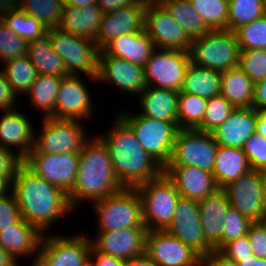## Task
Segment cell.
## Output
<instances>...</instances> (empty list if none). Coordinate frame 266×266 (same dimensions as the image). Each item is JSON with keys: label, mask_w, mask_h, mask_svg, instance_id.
<instances>
[{"label": "cell", "mask_w": 266, "mask_h": 266, "mask_svg": "<svg viewBox=\"0 0 266 266\" xmlns=\"http://www.w3.org/2000/svg\"><path fill=\"white\" fill-rule=\"evenodd\" d=\"M11 190L16 196L22 219L35 226L42 234L48 232L60 217L73 210L68 194L36 176L24 164L17 169Z\"/></svg>", "instance_id": "cell-1"}, {"label": "cell", "mask_w": 266, "mask_h": 266, "mask_svg": "<svg viewBox=\"0 0 266 266\" xmlns=\"http://www.w3.org/2000/svg\"><path fill=\"white\" fill-rule=\"evenodd\" d=\"M113 127L97 137L105 144L114 172L126 188L159 177L163 168L142 148L133 130L117 115Z\"/></svg>", "instance_id": "cell-2"}, {"label": "cell", "mask_w": 266, "mask_h": 266, "mask_svg": "<svg viewBox=\"0 0 266 266\" xmlns=\"http://www.w3.org/2000/svg\"><path fill=\"white\" fill-rule=\"evenodd\" d=\"M79 154L78 173L68 194L73 211L81 201L95 202L125 188L114 172L105 144L97 136L88 139Z\"/></svg>", "instance_id": "cell-3"}, {"label": "cell", "mask_w": 266, "mask_h": 266, "mask_svg": "<svg viewBox=\"0 0 266 266\" xmlns=\"http://www.w3.org/2000/svg\"><path fill=\"white\" fill-rule=\"evenodd\" d=\"M142 200L143 224L148 231H164L172 223L180 194L163 172L136 187Z\"/></svg>", "instance_id": "cell-4"}, {"label": "cell", "mask_w": 266, "mask_h": 266, "mask_svg": "<svg viewBox=\"0 0 266 266\" xmlns=\"http://www.w3.org/2000/svg\"><path fill=\"white\" fill-rule=\"evenodd\" d=\"M127 112L119 111L117 115L133 130L142 148L164 169L171 159L178 122Z\"/></svg>", "instance_id": "cell-5"}, {"label": "cell", "mask_w": 266, "mask_h": 266, "mask_svg": "<svg viewBox=\"0 0 266 266\" xmlns=\"http://www.w3.org/2000/svg\"><path fill=\"white\" fill-rule=\"evenodd\" d=\"M98 231L146 227L143 224L141 196L136 188L121 191L93 202Z\"/></svg>", "instance_id": "cell-6"}, {"label": "cell", "mask_w": 266, "mask_h": 266, "mask_svg": "<svg viewBox=\"0 0 266 266\" xmlns=\"http://www.w3.org/2000/svg\"><path fill=\"white\" fill-rule=\"evenodd\" d=\"M52 48L62 58L68 75H88L97 80L99 50L95 41L78 37L60 27L46 31Z\"/></svg>", "instance_id": "cell-7"}, {"label": "cell", "mask_w": 266, "mask_h": 266, "mask_svg": "<svg viewBox=\"0 0 266 266\" xmlns=\"http://www.w3.org/2000/svg\"><path fill=\"white\" fill-rule=\"evenodd\" d=\"M239 51L235 32L224 29L193 39L189 54L191 63L222 72L238 66Z\"/></svg>", "instance_id": "cell-8"}, {"label": "cell", "mask_w": 266, "mask_h": 266, "mask_svg": "<svg viewBox=\"0 0 266 266\" xmlns=\"http://www.w3.org/2000/svg\"><path fill=\"white\" fill-rule=\"evenodd\" d=\"M218 146L212 133L179 129L167 166H191L213 173Z\"/></svg>", "instance_id": "cell-9"}, {"label": "cell", "mask_w": 266, "mask_h": 266, "mask_svg": "<svg viewBox=\"0 0 266 266\" xmlns=\"http://www.w3.org/2000/svg\"><path fill=\"white\" fill-rule=\"evenodd\" d=\"M42 130L35 136L34 148L29 153H80L88 140L83 124L77 120L43 118Z\"/></svg>", "instance_id": "cell-10"}, {"label": "cell", "mask_w": 266, "mask_h": 266, "mask_svg": "<svg viewBox=\"0 0 266 266\" xmlns=\"http://www.w3.org/2000/svg\"><path fill=\"white\" fill-rule=\"evenodd\" d=\"M44 236L34 266H83L90 260L91 237Z\"/></svg>", "instance_id": "cell-11"}, {"label": "cell", "mask_w": 266, "mask_h": 266, "mask_svg": "<svg viewBox=\"0 0 266 266\" xmlns=\"http://www.w3.org/2000/svg\"><path fill=\"white\" fill-rule=\"evenodd\" d=\"M190 63L189 52L155 48L144 66L146 85L179 92Z\"/></svg>", "instance_id": "cell-12"}, {"label": "cell", "mask_w": 266, "mask_h": 266, "mask_svg": "<svg viewBox=\"0 0 266 266\" xmlns=\"http://www.w3.org/2000/svg\"><path fill=\"white\" fill-rule=\"evenodd\" d=\"M79 156V153H28L23 164L36 176L69 194L78 173Z\"/></svg>", "instance_id": "cell-13"}, {"label": "cell", "mask_w": 266, "mask_h": 266, "mask_svg": "<svg viewBox=\"0 0 266 266\" xmlns=\"http://www.w3.org/2000/svg\"><path fill=\"white\" fill-rule=\"evenodd\" d=\"M144 29L155 48L190 51L192 40L161 3H147Z\"/></svg>", "instance_id": "cell-14"}, {"label": "cell", "mask_w": 266, "mask_h": 266, "mask_svg": "<svg viewBox=\"0 0 266 266\" xmlns=\"http://www.w3.org/2000/svg\"><path fill=\"white\" fill-rule=\"evenodd\" d=\"M166 231L189 246L200 257L214 250L205 239L199 201L180 197L172 223Z\"/></svg>", "instance_id": "cell-15"}, {"label": "cell", "mask_w": 266, "mask_h": 266, "mask_svg": "<svg viewBox=\"0 0 266 266\" xmlns=\"http://www.w3.org/2000/svg\"><path fill=\"white\" fill-rule=\"evenodd\" d=\"M88 87L80 75H68L61 79L55 102V119L83 120L92 119L93 106ZM92 117V118H91Z\"/></svg>", "instance_id": "cell-16"}, {"label": "cell", "mask_w": 266, "mask_h": 266, "mask_svg": "<svg viewBox=\"0 0 266 266\" xmlns=\"http://www.w3.org/2000/svg\"><path fill=\"white\" fill-rule=\"evenodd\" d=\"M145 253L158 266H200V256L166 230L147 232Z\"/></svg>", "instance_id": "cell-17"}, {"label": "cell", "mask_w": 266, "mask_h": 266, "mask_svg": "<svg viewBox=\"0 0 266 266\" xmlns=\"http://www.w3.org/2000/svg\"><path fill=\"white\" fill-rule=\"evenodd\" d=\"M230 206L252 222H258L266 213L259 171L251 170L223 188Z\"/></svg>", "instance_id": "cell-18"}, {"label": "cell", "mask_w": 266, "mask_h": 266, "mask_svg": "<svg viewBox=\"0 0 266 266\" xmlns=\"http://www.w3.org/2000/svg\"><path fill=\"white\" fill-rule=\"evenodd\" d=\"M98 81L137 96L147 86L143 66L108 54L98 55Z\"/></svg>", "instance_id": "cell-19"}, {"label": "cell", "mask_w": 266, "mask_h": 266, "mask_svg": "<svg viewBox=\"0 0 266 266\" xmlns=\"http://www.w3.org/2000/svg\"><path fill=\"white\" fill-rule=\"evenodd\" d=\"M146 6L145 0H139L136 4L104 13L95 39L98 50L101 51L110 41L121 35L143 31Z\"/></svg>", "instance_id": "cell-20"}, {"label": "cell", "mask_w": 266, "mask_h": 266, "mask_svg": "<svg viewBox=\"0 0 266 266\" xmlns=\"http://www.w3.org/2000/svg\"><path fill=\"white\" fill-rule=\"evenodd\" d=\"M147 232L146 227L97 231L91 242L97 251L126 261L145 253Z\"/></svg>", "instance_id": "cell-21"}, {"label": "cell", "mask_w": 266, "mask_h": 266, "mask_svg": "<svg viewBox=\"0 0 266 266\" xmlns=\"http://www.w3.org/2000/svg\"><path fill=\"white\" fill-rule=\"evenodd\" d=\"M3 112L0 119V147L12 150L24 159L34 148L35 136L38 134L25 113L18 112V109Z\"/></svg>", "instance_id": "cell-22"}, {"label": "cell", "mask_w": 266, "mask_h": 266, "mask_svg": "<svg viewBox=\"0 0 266 266\" xmlns=\"http://www.w3.org/2000/svg\"><path fill=\"white\" fill-rule=\"evenodd\" d=\"M257 118L258 111L254 108H235L211 133L219 146L243 148L256 131Z\"/></svg>", "instance_id": "cell-23"}, {"label": "cell", "mask_w": 266, "mask_h": 266, "mask_svg": "<svg viewBox=\"0 0 266 266\" xmlns=\"http://www.w3.org/2000/svg\"><path fill=\"white\" fill-rule=\"evenodd\" d=\"M43 234L24 219L0 231V246L17 263L19 257L33 256L34 266ZM35 255V256H34ZM19 256V257H18Z\"/></svg>", "instance_id": "cell-24"}, {"label": "cell", "mask_w": 266, "mask_h": 266, "mask_svg": "<svg viewBox=\"0 0 266 266\" xmlns=\"http://www.w3.org/2000/svg\"><path fill=\"white\" fill-rule=\"evenodd\" d=\"M163 172L184 198L201 201L218 188L212 173L196 167L166 166Z\"/></svg>", "instance_id": "cell-25"}, {"label": "cell", "mask_w": 266, "mask_h": 266, "mask_svg": "<svg viewBox=\"0 0 266 266\" xmlns=\"http://www.w3.org/2000/svg\"><path fill=\"white\" fill-rule=\"evenodd\" d=\"M229 207L228 196L223 188H217L199 201L200 219L205 239L217 251L221 249V223Z\"/></svg>", "instance_id": "cell-26"}, {"label": "cell", "mask_w": 266, "mask_h": 266, "mask_svg": "<svg viewBox=\"0 0 266 266\" xmlns=\"http://www.w3.org/2000/svg\"><path fill=\"white\" fill-rule=\"evenodd\" d=\"M155 49L152 39L145 29L141 32H132L121 35L110 41L99 54H108L145 66Z\"/></svg>", "instance_id": "cell-27"}, {"label": "cell", "mask_w": 266, "mask_h": 266, "mask_svg": "<svg viewBox=\"0 0 266 266\" xmlns=\"http://www.w3.org/2000/svg\"><path fill=\"white\" fill-rule=\"evenodd\" d=\"M179 92L171 89L146 86L139 94V115L153 119L178 122Z\"/></svg>", "instance_id": "cell-28"}, {"label": "cell", "mask_w": 266, "mask_h": 266, "mask_svg": "<svg viewBox=\"0 0 266 266\" xmlns=\"http://www.w3.org/2000/svg\"><path fill=\"white\" fill-rule=\"evenodd\" d=\"M103 14L97 4L84 7L64 6L60 28L75 36L95 41Z\"/></svg>", "instance_id": "cell-29"}, {"label": "cell", "mask_w": 266, "mask_h": 266, "mask_svg": "<svg viewBox=\"0 0 266 266\" xmlns=\"http://www.w3.org/2000/svg\"><path fill=\"white\" fill-rule=\"evenodd\" d=\"M215 158L212 174L218 188H224L252 170L242 148L218 146Z\"/></svg>", "instance_id": "cell-30"}, {"label": "cell", "mask_w": 266, "mask_h": 266, "mask_svg": "<svg viewBox=\"0 0 266 266\" xmlns=\"http://www.w3.org/2000/svg\"><path fill=\"white\" fill-rule=\"evenodd\" d=\"M255 83L238 66L221 72L220 94L234 108H252Z\"/></svg>", "instance_id": "cell-31"}, {"label": "cell", "mask_w": 266, "mask_h": 266, "mask_svg": "<svg viewBox=\"0 0 266 266\" xmlns=\"http://www.w3.org/2000/svg\"><path fill=\"white\" fill-rule=\"evenodd\" d=\"M221 91V72L190 63L179 92L200 96L205 99L219 95Z\"/></svg>", "instance_id": "cell-32"}, {"label": "cell", "mask_w": 266, "mask_h": 266, "mask_svg": "<svg viewBox=\"0 0 266 266\" xmlns=\"http://www.w3.org/2000/svg\"><path fill=\"white\" fill-rule=\"evenodd\" d=\"M27 56L38 74L60 78L68 76L62 58L52 48L46 35L29 42Z\"/></svg>", "instance_id": "cell-33"}, {"label": "cell", "mask_w": 266, "mask_h": 266, "mask_svg": "<svg viewBox=\"0 0 266 266\" xmlns=\"http://www.w3.org/2000/svg\"><path fill=\"white\" fill-rule=\"evenodd\" d=\"M161 4L181 25L191 40L202 37L211 31L189 0H164Z\"/></svg>", "instance_id": "cell-34"}, {"label": "cell", "mask_w": 266, "mask_h": 266, "mask_svg": "<svg viewBox=\"0 0 266 266\" xmlns=\"http://www.w3.org/2000/svg\"><path fill=\"white\" fill-rule=\"evenodd\" d=\"M60 77L38 74L26 95L31 97L32 107L42 111L43 118L55 119V102L61 83Z\"/></svg>", "instance_id": "cell-35"}, {"label": "cell", "mask_w": 266, "mask_h": 266, "mask_svg": "<svg viewBox=\"0 0 266 266\" xmlns=\"http://www.w3.org/2000/svg\"><path fill=\"white\" fill-rule=\"evenodd\" d=\"M0 19L20 38L30 42L46 35L47 29L35 17L27 15L19 7L0 15Z\"/></svg>", "instance_id": "cell-36"}, {"label": "cell", "mask_w": 266, "mask_h": 266, "mask_svg": "<svg viewBox=\"0 0 266 266\" xmlns=\"http://www.w3.org/2000/svg\"><path fill=\"white\" fill-rule=\"evenodd\" d=\"M4 65L2 71L14 93L18 96L21 93L26 95L38 75L28 56L15 58L4 63Z\"/></svg>", "instance_id": "cell-37"}, {"label": "cell", "mask_w": 266, "mask_h": 266, "mask_svg": "<svg viewBox=\"0 0 266 266\" xmlns=\"http://www.w3.org/2000/svg\"><path fill=\"white\" fill-rule=\"evenodd\" d=\"M63 0H20L19 8L38 19L46 29L60 27Z\"/></svg>", "instance_id": "cell-38"}, {"label": "cell", "mask_w": 266, "mask_h": 266, "mask_svg": "<svg viewBox=\"0 0 266 266\" xmlns=\"http://www.w3.org/2000/svg\"><path fill=\"white\" fill-rule=\"evenodd\" d=\"M206 106L207 99L194 94L179 92V129H196L202 123Z\"/></svg>", "instance_id": "cell-39"}, {"label": "cell", "mask_w": 266, "mask_h": 266, "mask_svg": "<svg viewBox=\"0 0 266 266\" xmlns=\"http://www.w3.org/2000/svg\"><path fill=\"white\" fill-rule=\"evenodd\" d=\"M265 15L262 0H229L227 30L249 24Z\"/></svg>", "instance_id": "cell-40"}, {"label": "cell", "mask_w": 266, "mask_h": 266, "mask_svg": "<svg viewBox=\"0 0 266 266\" xmlns=\"http://www.w3.org/2000/svg\"><path fill=\"white\" fill-rule=\"evenodd\" d=\"M211 30L227 29L229 0H189Z\"/></svg>", "instance_id": "cell-41"}, {"label": "cell", "mask_w": 266, "mask_h": 266, "mask_svg": "<svg viewBox=\"0 0 266 266\" xmlns=\"http://www.w3.org/2000/svg\"><path fill=\"white\" fill-rule=\"evenodd\" d=\"M239 50L266 49V15L235 31Z\"/></svg>", "instance_id": "cell-42"}, {"label": "cell", "mask_w": 266, "mask_h": 266, "mask_svg": "<svg viewBox=\"0 0 266 266\" xmlns=\"http://www.w3.org/2000/svg\"><path fill=\"white\" fill-rule=\"evenodd\" d=\"M234 109L221 94L208 99L202 123L196 129L211 133L229 117Z\"/></svg>", "instance_id": "cell-43"}, {"label": "cell", "mask_w": 266, "mask_h": 266, "mask_svg": "<svg viewBox=\"0 0 266 266\" xmlns=\"http://www.w3.org/2000/svg\"><path fill=\"white\" fill-rule=\"evenodd\" d=\"M29 42L20 38L0 19V59L4 63L27 56Z\"/></svg>", "instance_id": "cell-44"}, {"label": "cell", "mask_w": 266, "mask_h": 266, "mask_svg": "<svg viewBox=\"0 0 266 266\" xmlns=\"http://www.w3.org/2000/svg\"><path fill=\"white\" fill-rule=\"evenodd\" d=\"M238 67L254 83L266 79V49L240 50Z\"/></svg>", "instance_id": "cell-45"}, {"label": "cell", "mask_w": 266, "mask_h": 266, "mask_svg": "<svg viewBox=\"0 0 266 266\" xmlns=\"http://www.w3.org/2000/svg\"><path fill=\"white\" fill-rule=\"evenodd\" d=\"M253 222L243 216L238 210L228 208L222 224L221 248L239 237L248 233L249 226Z\"/></svg>", "instance_id": "cell-46"}, {"label": "cell", "mask_w": 266, "mask_h": 266, "mask_svg": "<svg viewBox=\"0 0 266 266\" xmlns=\"http://www.w3.org/2000/svg\"><path fill=\"white\" fill-rule=\"evenodd\" d=\"M243 152L247 155L251 169L260 171L266 168V138L256 131L245 142Z\"/></svg>", "instance_id": "cell-47"}, {"label": "cell", "mask_w": 266, "mask_h": 266, "mask_svg": "<svg viewBox=\"0 0 266 266\" xmlns=\"http://www.w3.org/2000/svg\"><path fill=\"white\" fill-rule=\"evenodd\" d=\"M22 219L17 199L12 190L0 196V231L9 228Z\"/></svg>", "instance_id": "cell-48"}, {"label": "cell", "mask_w": 266, "mask_h": 266, "mask_svg": "<svg viewBox=\"0 0 266 266\" xmlns=\"http://www.w3.org/2000/svg\"><path fill=\"white\" fill-rule=\"evenodd\" d=\"M219 252L234 262L254 255L250 247L248 235L239 237L236 240L225 244Z\"/></svg>", "instance_id": "cell-49"}, {"label": "cell", "mask_w": 266, "mask_h": 266, "mask_svg": "<svg viewBox=\"0 0 266 266\" xmlns=\"http://www.w3.org/2000/svg\"><path fill=\"white\" fill-rule=\"evenodd\" d=\"M23 164V159L12 150L0 147V176L10 183L16 176L17 169Z\"/></svg>", "instance_id": "cell-50"}, {"label": "cell", "mask_w": 266, "mask_h": 266, "mask_svg": "<svg viewBox=\"0 0 266 266\" xmlns=\"http://www.w3.org/2000/svg\"><path fill=\"white\" fill-rule=\"evenodd\" d=\"M248 239L253 254L266 259V232L258 222H253L248 229Z\"/></svg>", "instance_id": "cell-51"}, {"label": "cell", "mask_w": 266, "mask_h": 266, "mask_svg": "<svg viewBox=\"0 0 266 266\" xmlns=\"http://www.w3.org/2000/svg\"><path fill=\"white\" fill-rule=\"evenodd\" d=\"M16 97L18 96L14 93L12 86L6 80L3 71L0 70V109L4 111L16 109Z\"/></svg>", "instance_id": "cell-52"}, {"label": "cell", "mask_w": 266, "mask_h": 266, "mask_svg": "<svg viewBox=\"0 0 266 266\" xmlns=\"http://www.w3.org/2000/svg\"><path fill=\"white\" fill-rule=\"evenodd\" d=\"M90 261L94 266H125V260L103 254L97 251L93 246L90 250Z\"/></svg>", "instance_id": "cell-53"}, {"label": "cell", "mask_w": 266, "mask_h": 266, "mask_svg": "<svg viewBox=\"0 0 266 266\" xmlns=\"http://www.w3.org/2000/svg\"><path fill=\"white\" fill-rule=\"evenodd\" d=\"M200 266H237V263L226 258L217 250H212L209 254L200 257Z\"/></svg>", "instance_id": "cell-54"}, {"label": "cell", "mask_w": 266, "mask_h": 266, "mask_svg": "<svg viewBox=\"0 0 266 266\" xmlns=\"http://www.w3.org/2000/svg\"><path fill=\"white\" fill-rule=\"evenodd\" d=\"M252 108L258 112H266V79L255 82Z\"/></svg>", "instance_id": "cell-55"}, {"label": "cell", "mask_w": 266, "mask_h": 266, "mask_svg": "<svg viewBox=\"0 0 266 266\" xmlns=\"http://www.w3.org/2000/svg\"><path fill=\"white\" fill-rule=\"evenodd\" d=\"M139 0H97V5L103 13H111L118 8L136 4Z\"/></svg>", "instance_id": "cell-56"}, {"label": "cell", "mask_w": 266, "mask_h": 266, "mask_svg": "<svg viewBox=\"0 0 266 266\" xmlns=\"http://www.w3.org/2000/svg\"><path fill=\"white\" fill-rule=\"evenodd\" d=\"M125 266H158L146 253L125 261Z\"/></svg>", "instance_id": "cell-57"}, {"label": "cell", "mask_w": 266, "mask_h": 266, "mask_svg": "<svg viewBox=\"0 0 266 266\" xmlns=\"http://www.w3.org/2000/svg\"><path fill=\"white\" fill-rule=\"evenodd\" d=\"M237 266H266V259H261L255 255L242 258L236 262Z\"/></svg>", "instance_id": "cell-58"}, {"label": "cell", "mask_w": 266, "mask_h": 266, "mask_svg": "<svg viewBox=\"0 0 266 266\" xmlns=\"http://www.w3.org/2000/svg\"><path fill=\"white\" fill-rule=\"evenodd\" d=\"M256 132L266 138V112H258Z\"/></svg>", "instance_id": "cell-59"}, {"label": "cell", "mask_w": 266, "mask_h": 266, "mask_svg": "<svg viewBox=\"0 0 266 266\" xmlns=\"http://www.w3.org/2000/svg\"><path fill=\"white\" fill-rule=\"evenodd\" d=\"M20 0H0V15L19 7Z\"/></svg>", "instance_id": "cell-60"}, {"label": "cell", "mask_w": 266, "mask_h": 266, "mask_svg": "<svg viewBox=\"0 0 266 266\" xmlns=\"http://www.w3.org/2000/svg\"><path fill=\"white\" fill-rule=\"evenodd\" d=\"M64 6L84 7L97 4V0H63Z\"/></svg>", "instance_id": "cell-61"}, {"label": "cell", "mask_w": 266, "mask_h": 266, "mask_svg": "<svg viewBox=\"0 0 266 266\" xmlns=\"http://www.w3.org/2000/svg\"><path fill=\"white\" fill-rule=\"evenodd\" d=\"M0 266H18L6 251L0 246Z\"/></svg>", "instance_id": "cell-62"}, {"label": "cell", "mask_w": 266, "mask_h": 266, "mask_svg": "<svg viewBox=\"0 0 266 266\" xmlns=\"http://www.w3.org/2000/svg\"><path fill=\"white\" fill-rule=\"evenodd\" d=\"M11 190V183L5 178L0 176V196L9 193Z\"/></svg>", "instance_id": "cell-63"}, {"label": "cell", "mask_w": 266, "mask_h": 266, "mask_svg": "<svg viewBox=\"0 0 266 266\" xmlns=\"http://www.w3.org/2000/svg\"><path fill=\"white\" fill-rule=\"evenodd\" d=\"M261 175V182H262V196L264 202V209L266 213V168L259 171Z\"/></svg>", "instance_id": "cell-64"}, {"label": "cell", "mask_w": 266, "mask_h": 266, "mask_svg": "<svg viewBox=\"0 0 266 266\" xmlns=\"http://www.w3.org/2000/svg\"><path fill=\"white\" fill-rule=\"evenodd\" d=\"M258 223L263 227L266 232V214L258 221Z\"/></svg>", "instance_id": "cell-65"}, {"label": "cell", "mask_w": 266, "mask_h": 266, "mask_svg": "<svg viewBox=\"0 0 266 266\" xmlns=\"http://www.w3.org/2000/svg\"><path fill=\"white\" fill-rule=\"evenodd\" d=\"M147 3H162L164 0H145Z\"/></svg>", "instance_id": "cell-66"}, {"label": "cell", "mask_w": 266, "mask_h": 266, "mask_svg": "<svg viewBox=\"0 0 266 266\" xmlns=\"http://www.w3.org/2000/svg\"><path fill=\"white\" fill-rule=\"evenodd\" d=\"M262 1H263L264 12H265V15H266V0H262Z\"/></svg>", "instance_id": "cell-67"}, {"label": "cell", "mask_w": 266, "mask_h": 266, "mask_svg": "<svg viewBox=\"0 0 266 266\" xmlns=\"http://www.w3.org/2000/svg\"><path fill=\"white\" fill-rule=\"evenodd\" d=\"M83 266H94L93 263L89 260L85 265Z\"/></svg>", "instance_id": "cell-68"}]
</instances>
